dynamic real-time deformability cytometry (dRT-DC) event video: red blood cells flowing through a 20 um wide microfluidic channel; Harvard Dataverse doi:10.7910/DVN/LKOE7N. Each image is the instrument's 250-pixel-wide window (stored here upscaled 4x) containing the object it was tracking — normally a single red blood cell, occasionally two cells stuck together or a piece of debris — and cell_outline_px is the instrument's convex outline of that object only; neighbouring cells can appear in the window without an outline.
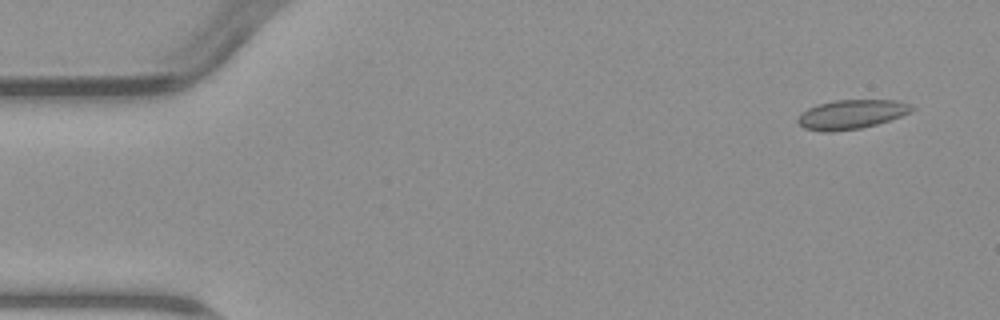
{"species": "common noctule bat (a hibernating species)", "species_latin": "Nyctalus noctula", "temperature_condition": "warm", "stored_images_in_passage": 5, "camera_frame_rate_fps": 3000, "um_per_image_px": 0.085, "animal": {"sex": "male", "body_mass_g": 23.1, "forearm_length_mm": 52.7}, "frame": {"image": 1, "passage_image": 1, "time_ms": 0.0, "image_size_px": [1000, 320], "cell_outline_px": [[916, 108], [912, 112], [876, 124], [860, 128], [832, 132], [824, 132], [804, 128], [796, 120], [808, 108], [816, 104], [836, 100], [896, 100], [908, 104]], "centroid_in_image_um": [72.37, 9.72], "position_along_channel_um": 12.6, "area_um2": 19.25}}